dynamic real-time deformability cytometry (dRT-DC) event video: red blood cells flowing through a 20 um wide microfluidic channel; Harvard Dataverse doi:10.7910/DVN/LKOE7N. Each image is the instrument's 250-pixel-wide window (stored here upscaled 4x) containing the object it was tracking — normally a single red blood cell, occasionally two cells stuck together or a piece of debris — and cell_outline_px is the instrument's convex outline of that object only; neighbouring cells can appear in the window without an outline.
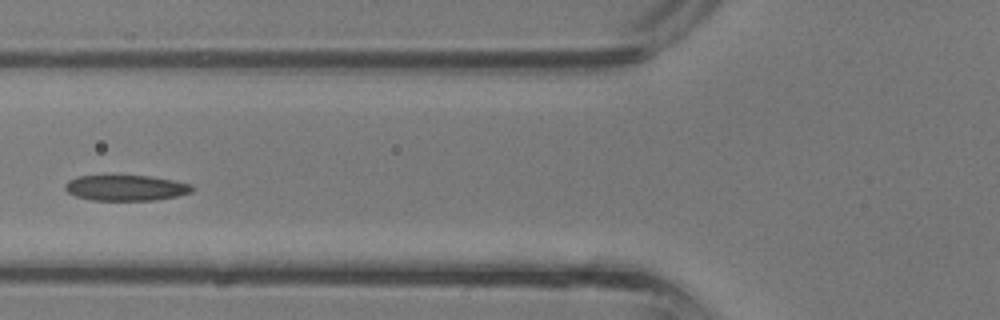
{"species": "common noctule bat (a hibernating species)", "species_latin": "Nyctalus noctula", "temperature_condition": "room temperature", "stored_images_in_passage": 29, "segment_of_instrument_passage": [1, 2], "camera_frame_rate_fps": 3000, "um_per_image_px": 0.085, "animal": {"sex": "male", "body_mass_g": 13.3}, "frame": {"image": 1, "passage_image": 5, "time_ms": 1.333, "image_size_px": [1000, 320], "cell_outline_px": [[196, 188], [192, 192], [176, 196], [156, 200], [92, 200], [76, 196], [68, 192], [64, 188], [64, 184], [68, 180], [76, 176], [152, 176], [192, 184]], "centroid_in_image_um": [10.72, 15.97], "position_along_channel_um": 115.1, "area_um2": 19.02}}
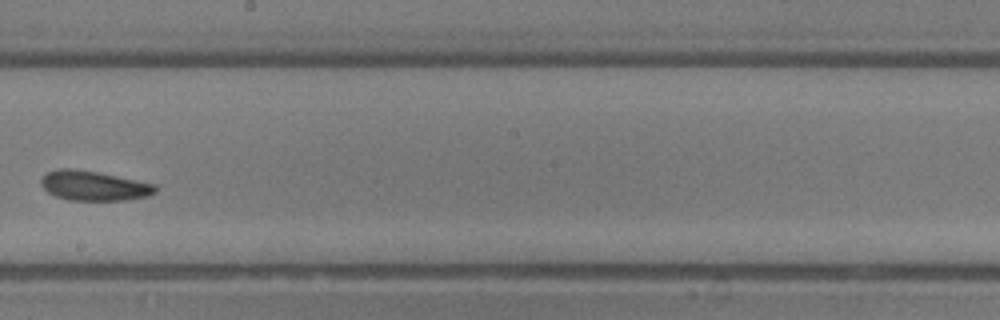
{"frame": {"image": 2, "passage_image": 12, "time_ms": 3.667, "image_size_px": [1000, 320], "cell_outline_px": [[156, 192], [148, 196], [124, 200], [68, 200], [56, 196], [48, 192], [40, 184], [40, 180], [48, 172], [60, 168], [68, 168], [96, 172], [156, 184]], "centroid_in_image_um": [7.97, 15.79], "position_along_channel_um": 240.2, "area_um2": 19.54}}
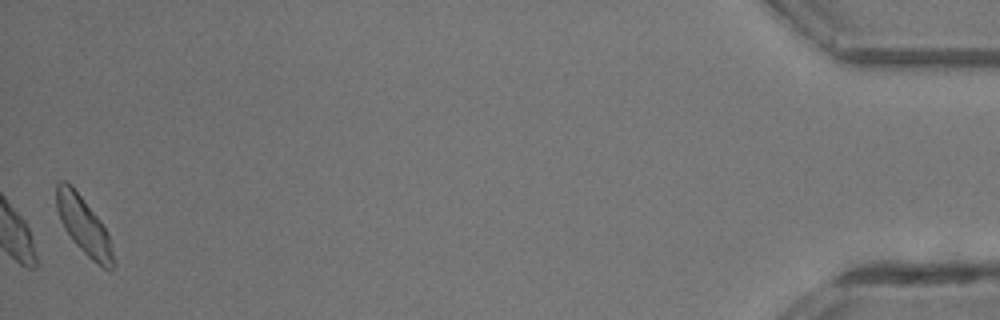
{"frame": {"image": 3, "passage_image": 28, "time_ms": 9.0, "image_size_px": [1000, 320], "cell_outline_px": [[116, 264], [112, 268], [104, 268], [96, 264], [72, 240], [64, 228], [60, 220], [56, 208], [56, 184], [60, 180], [64, 180], [80, 196], [100, 220], [108, 236]], "centroid_in_image_um": [7.1, 19.2], "position_along_channel_um": 428.1, "area_um2": 18.55}}